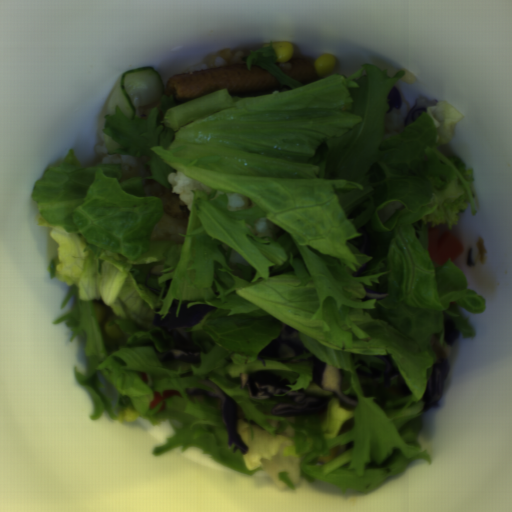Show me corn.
<instances>
[{
  "label": "corn",
  "instance_id": "corn-2",
  "mask_svg": "<svg viewBox=\"0 0 512 512\" xmlns=\"http://www.w3.org/2000/svg\"><path fill=\"white\" fill-rule=\"evenodd\" d=\"M272 47L277 55L278 63L288 62L294 56L295 48L292 42H273Z\"/></svg>",
  "mask_w": 512,
  "mask_h": 512
},
{
  "label": "corn",
  "instance_id": "corn-1",
  "mask_svg": "<svg viewBox=\"0 0 512 512\" xmlns=\"http://www.w3.org/2000/svg\"><path fill=\"white\" fill-rule=\"evenodd\" d=\"M336 58L332 54L323 53L316 58L313 68L318 78H326L334 74L336 69Z\"/></svg>",
  "mask_w": 512,
  "mask_h": 512
}]
</instances>
